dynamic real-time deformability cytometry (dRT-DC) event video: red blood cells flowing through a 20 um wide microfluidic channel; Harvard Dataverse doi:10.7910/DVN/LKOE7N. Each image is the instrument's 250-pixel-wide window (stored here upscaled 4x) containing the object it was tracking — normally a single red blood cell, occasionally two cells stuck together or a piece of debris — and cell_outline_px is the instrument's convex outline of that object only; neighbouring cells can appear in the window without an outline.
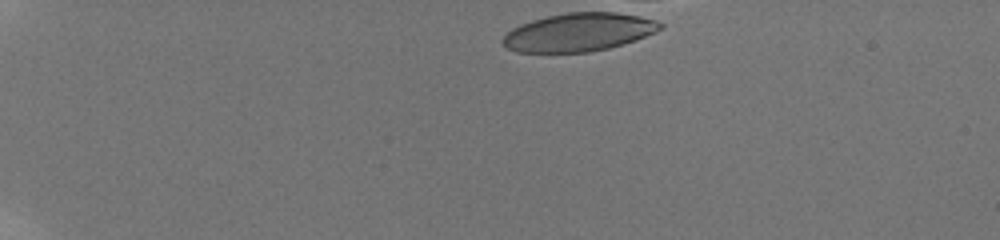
{"species": "human", "species_latin": "Homo sapiens", "temperature_condition": "room temperature", "stored_images_in_passage": 1, "camera_frame_rate_fps": 3000, "um_per_image_px": 0.085, "donor": {"sex": "male"}, "frame": {"image": 1, "passage_image": 1, "time_ms": 0.0, "image_size_px": [1000, 240], "cell_outline_px": [[664, 28], [656, 32], [636, 40], [624, 44], [608, 48], [588, 52], [516, 52], [508, 48], [500, 40], [512, 28], [520, 24], [532, 20], [548, 16], [568, 12], [616, 12], [640, 16], [664, 24]], "centroid_in_image_um": [49.21, 2.74], "position_along_channel_um": 35.8, "area_um2": 35.08}}